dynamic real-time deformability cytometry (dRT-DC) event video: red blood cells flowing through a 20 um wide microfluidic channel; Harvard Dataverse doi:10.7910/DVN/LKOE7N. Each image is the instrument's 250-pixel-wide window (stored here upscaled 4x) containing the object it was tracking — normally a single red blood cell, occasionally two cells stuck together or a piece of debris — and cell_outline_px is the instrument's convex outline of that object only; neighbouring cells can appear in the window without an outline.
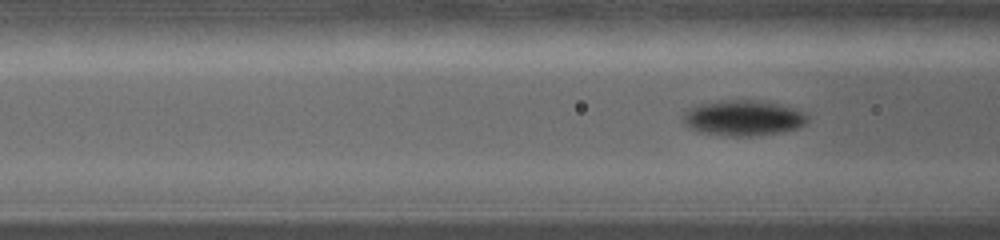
{"species": "common noctule bat (a hibernating species)", "species_latin": "Nyctalus noctula", "temperature_condition": "warm", "stored_images_in_passage": 7, "segment_of_instrument_passage": [2, 2], "camera_frame_rate_fps": 5000, "um_per_image_px": 0.085, "animal": {"sex": "female", "body_mass_g": 19.0, "forearm_length_mm": 56.7}, "frame": {"image": 1, "passage_image": 7, "time_ms": 6.0, "image_size_px": [1000, 240], "cell_outline_px": [[808, 120], [804, 124], [796, 128], [780, 132], [752, 136], [728, 136], [700, 132], [684, 124], [684, 112], [688, 108], [700, 104], [716, 100], [760, 100], [780, 104], [792, 108], [808, 116]], "centroid_in_image_um": [63.14, 10.02], "position_along_channel_um": 103.5, "area_um2": 25.61}}